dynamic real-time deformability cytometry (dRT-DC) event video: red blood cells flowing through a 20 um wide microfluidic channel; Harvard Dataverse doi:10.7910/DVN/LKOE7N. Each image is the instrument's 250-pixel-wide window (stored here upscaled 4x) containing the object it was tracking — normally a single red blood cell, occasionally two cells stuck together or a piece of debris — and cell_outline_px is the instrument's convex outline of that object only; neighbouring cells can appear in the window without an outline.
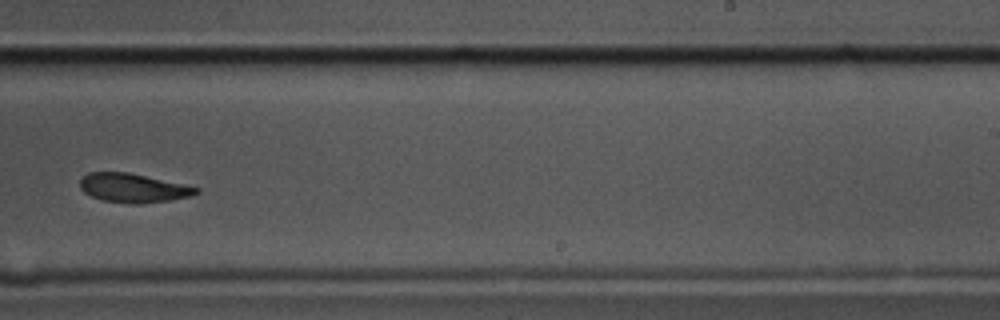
{"species": "common noctule bat (a hibernating species)", "species_latin": "Nyctalus noctula", "temperature_condition": "cold", "stored_images_in_passage": 11, "camera_frame_rate_fps": 3000, "um_per_image_px": 0.085, "animal": {"sex": "male", "body_mass_g": 17.5, "forearm_length_mm": 52.3}, "frame": {"image": 1, "passage_image": 11, "time_ms": 3.333, "image_size_px": [1000, 320], "cell_outline_px": [[200, 192], [192, 196], [168, 200], [140, 204], [132, 204], [100, 200], [84, 192], [80, 188], [80, 180], [88, 172], [128, 172], [200, 188]], "centroid_in_image_um": [11.3, 15.98], "position_along_channel_um": 277.7, "area_um2": 19.54}}